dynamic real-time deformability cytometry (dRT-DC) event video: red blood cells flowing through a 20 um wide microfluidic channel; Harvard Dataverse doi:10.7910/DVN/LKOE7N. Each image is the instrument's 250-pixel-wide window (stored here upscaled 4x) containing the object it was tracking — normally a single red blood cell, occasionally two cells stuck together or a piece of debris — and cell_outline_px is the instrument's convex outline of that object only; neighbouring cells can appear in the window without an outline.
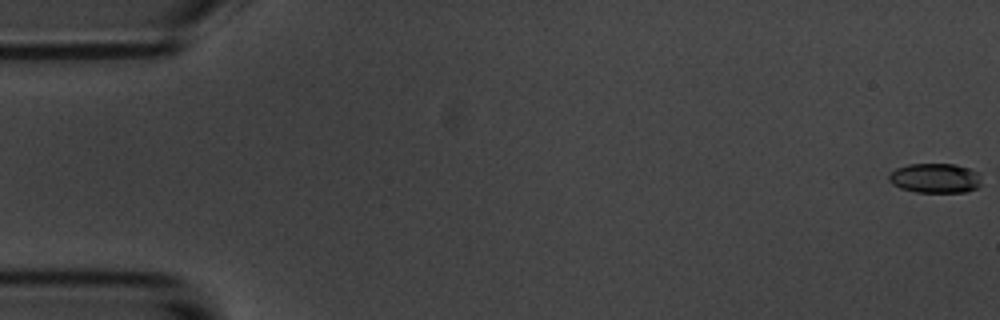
{"species": "common noctule bat (a hibernating species)", "species_latin": "Nyctalus noctula", "temperature_condition": "room temperature", "stored_images_in_passage": 57, "camera_frame_rate_fps": 3000, "um_per_image_px": 0.085, "animal": {"sex": "male", "body_mass_g": 20.1, "forearm_length_mm": 53.5}, "frame": {"image": 1, "passage_image": 1, "time_ms": 0.0, "image_size_px": [1000, 320], "cell_outline_px": [[980, 184], [976, 188], [968, 192], [916, 192], [900, 188], [892, 184], [888, 180], [888, 176], [896, 168], [908, 164], [956, 164], [972, 168], [980, 172]], "centroid_in_image_um": [79.51, 15.13], "position_along_channel_um": 5.5, "area_um2": 16.24}}
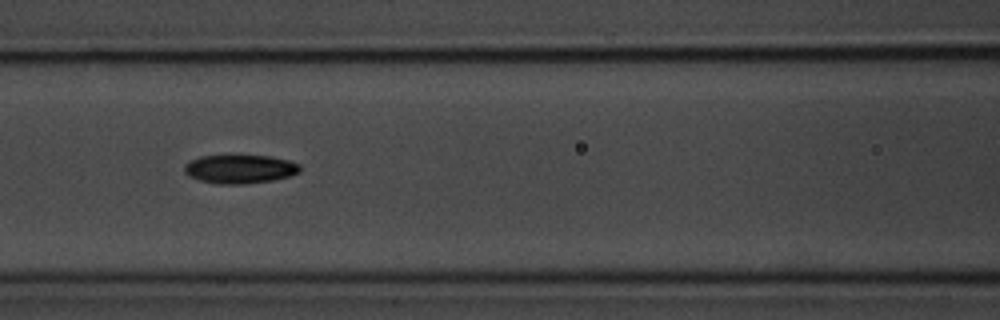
{"frame": {"image": 2, "passage_image": 25, "time_ms": 8.0, "image_size_px": [1000, 320], "cell_outline_px": [[300, 172], [292, 176], [272, 180], [244, 184], [216, 184], [200, 180], [188, 176], [184, 172], [184, 164], [200, 156], [232, 152], [268, 156], [288, 160], [300, 164]], "centroid_in_image_um": [20.37, 14.32], "position_along_channel_um": 146.2, "area_um2": 20.29}}
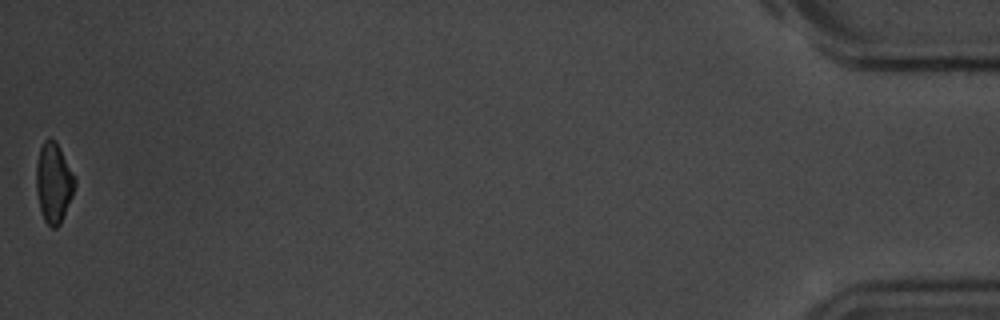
{"frame": {"image": 3, "passage_image": 57, "time_ms": 18.667, "image_size_px": [1000, 320], "cell_outline_px": [[76, 184], [72, 196], [60, 224], [56, 228], [52, 228], [44, 220], [40, 208], [36, 192], [36, 164], [40, 148], [44, 140], [48, 136], [56, 140], [76, 176]], "centroid_in_image_um": [4.57, 15.48], "position_along_channel_um": 430.6, "area_um2": 18.26}, "authors_computed_cell_mechanics": {"area_um2": 18.6116, "velocity_mm_per_s": 3.5876, "shape_relaxation_time_tau1_ms": 4.106, "shape_relaxation_time_tau2_ms": null, "deformation_change_tau1": 0.1397, "deformation_change_tau2": null}}